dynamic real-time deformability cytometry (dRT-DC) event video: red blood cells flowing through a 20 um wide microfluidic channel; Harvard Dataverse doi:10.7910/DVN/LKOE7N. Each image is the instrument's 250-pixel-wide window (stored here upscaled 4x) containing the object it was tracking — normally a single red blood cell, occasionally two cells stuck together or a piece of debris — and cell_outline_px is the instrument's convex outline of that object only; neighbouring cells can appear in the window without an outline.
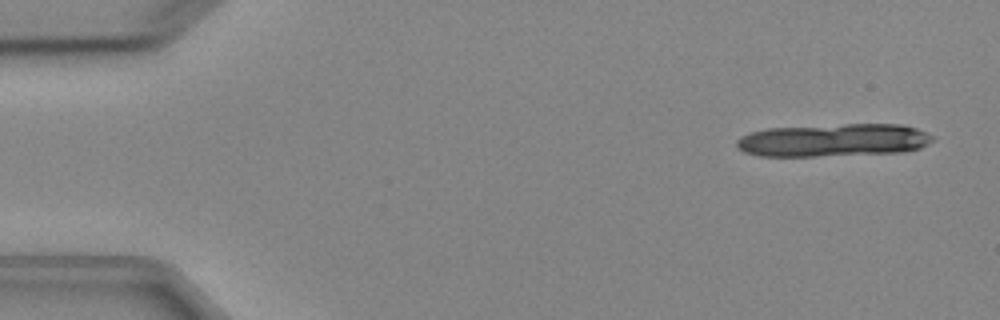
{"species": "Egyptian fruit bat (a non-hibernating species)", "species_latin": "Rousettus aegyptiacus", "temperature_condition": "cold", "stored_images_in_passage": 4, "camera_frame_rate_fps": 3000, "um_per_image_px": 0.085, "animal": {"sex": "female"}, "frame": {"image": 1, "passage_image": 1, "time_ms": 0.0, "image_size_px": [1000, 320], "cell_outline_px": [[936, 136], [928, 144], [920, 148], [904, 152], [816, 156], [760, 156], [744, 152], [736, 144], [736, 140], [740, 136], [752, 132], [768, 128], [844, 124], [900, 124], [916, 128]], "centroid_in_image_um": [70.87, 11.91], "position_along_channel_um": 14.1, "area_um2": 37.63}}